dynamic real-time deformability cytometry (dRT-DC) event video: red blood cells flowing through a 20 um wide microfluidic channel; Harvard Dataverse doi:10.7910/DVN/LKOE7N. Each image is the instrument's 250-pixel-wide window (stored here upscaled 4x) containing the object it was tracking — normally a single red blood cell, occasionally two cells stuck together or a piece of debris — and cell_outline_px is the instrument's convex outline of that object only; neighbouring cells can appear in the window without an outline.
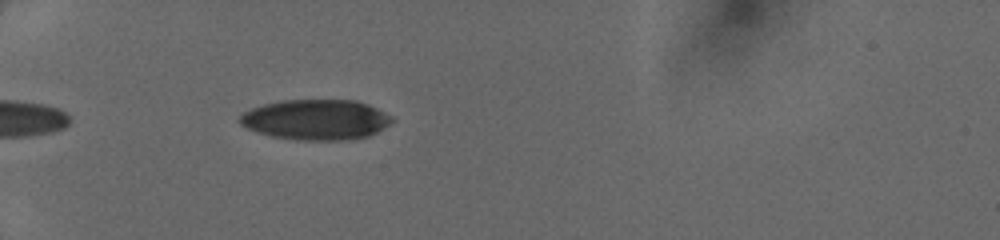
{"species": "human", "species_latin": "Homo sapiens", "temperature_condition": "cold", "stored_images_in_passage": 33, "camera_frame_rate_fps": 3000, "um_per_image_px": 0.085, "donor": {"sex": "female"}, "frame": {"image": 1, "passage_image": 1, "time_ms": 0.0, "image_size_px": [1000, 240], "cell_outline_px": [[396, 120], [376, 132], [368, 136], [344, 140], [296, 140], [272, 136], [256, 132], [240, 124], [236, 120], [244, 112], [252, 108], [264, 104], [280, 100], [356, 100], [368, 104], [392, 116]], "centroid_in_image_um": [26.84, 10.17], "position_along_channel_um": 58.2, "area_um2": 35.89}}
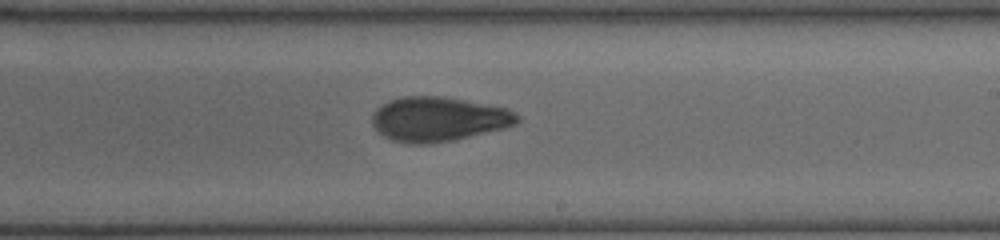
{"frame": {"image": 2, "passage_image": 16, "time_ms": 5.0, "image_size_px": [1000, 240], "cell_outline_px": [[520, 120], [516, 124], [504, 128], [452, 140], [432, 144], [408, 144], [392, 140], [384, 136], [372, 124], [372, 116], [376, 108], [388, 100], [400, 96], [440, 96], [508, 108], [516, 112], [520, 116]], "centroid_in_image_um": [37.26, 10.12], "position_along_channel_um": 251.7, "area_um2": 37.69}}
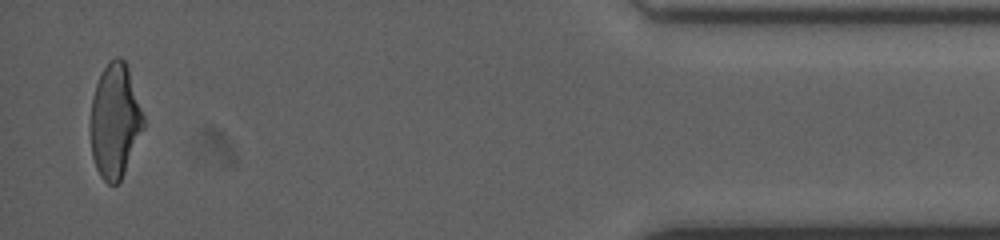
{"frame": {"image": 3, "passage_image": 32, "time_ms": 10.333, "image_size_px": [1000, 240], "cell_outline_px": [[144, 128], [124, 172], [120, 180], [116, 184], [108, 184], [100, 176], [96, 168], [92, 156], [88, 124], [92, 96], [96, 84], [108, 60], [116, 56], [120, 56], [124, 60], [128, 68], [144, 116]], "centroid_in_image_um": [9.73, 10.26], "position_along_channel_um": 425.5, "area_um2": 35.6}}